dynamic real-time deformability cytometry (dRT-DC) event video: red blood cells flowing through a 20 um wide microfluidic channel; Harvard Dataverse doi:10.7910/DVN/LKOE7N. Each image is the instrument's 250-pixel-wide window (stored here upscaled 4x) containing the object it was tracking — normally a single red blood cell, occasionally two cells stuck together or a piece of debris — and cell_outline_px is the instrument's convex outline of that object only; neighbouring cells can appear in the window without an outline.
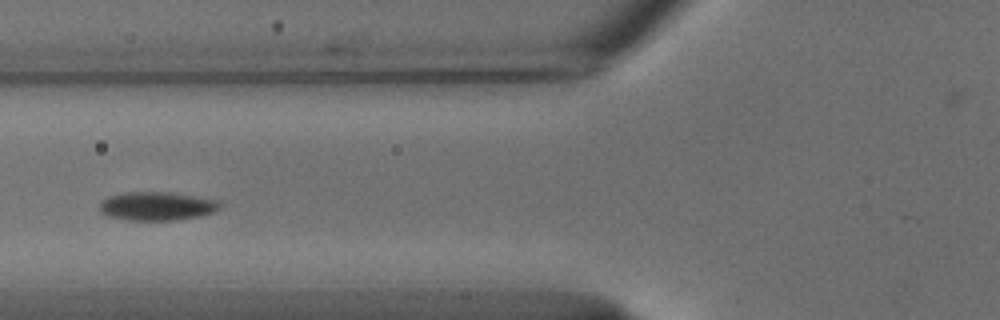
{"species": "common noctule bat (a hibernating species)", "species_latin": "Nyctalus noctula", "temperature_condition": "cold", "stored_images_in_passage": 40, "camera_frame_rate_fps": 3000, "um_per_image_px": 0.085, "animal": {"sex": "male", "body_mass_g": 18.8}, "frame": {"image": 1, "passage_image": 14, "time_ms": 4.333, "image_size_px": [1000, 320], "cell_outline_px": [[220, 208], [216, 212], [200, 216], [176, 220], [128, 220], [108, 216], [100, 212], [100, 204], [108, 196], [128, 192], [168, 192], [216, 200], [220, 204]], "centroid_in_image_um": [13.33, 17.53], "position_along_channel_um": 112.5, "area_um2": 19.88}}
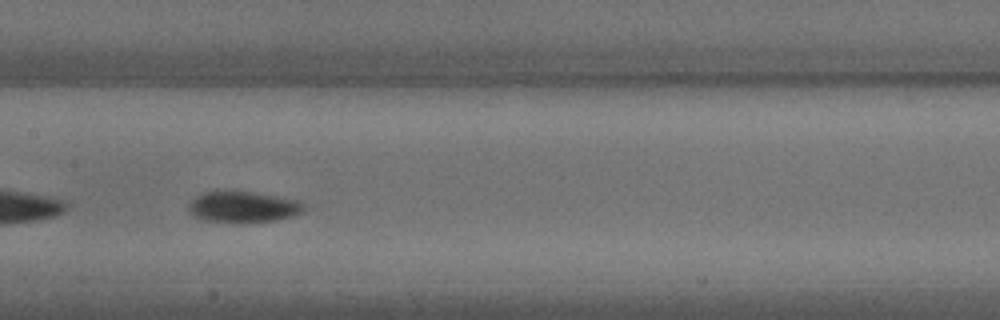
{"frame": {"image": 2, "passage_image": 20, "time_ms": 6.333, "image_size_px": [1000, 320], "cell_outline_px": [[304, 208], [300, 212], [292, 216], [276, 220], [240, 224], [236, 224], [204, 220], [188, 212], [188, 208], [192, 200], [200, 192], [252, 192], [300, 200], [304, 204]], "centroid_in_image_um": [20.65, 17.62], "position_along_channel_um": 186.7, "area_um2": 20.98}}
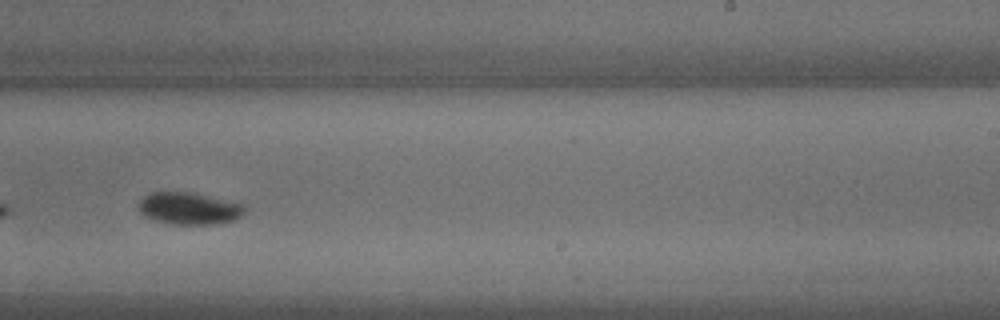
{"frame": {"image": 3, "passage_image": 27, "time_ms": 8.667, "image_size_px": [1000, 320], "cell_outline_px": [[244, 212], [240, 216], [232, 220], [220, 224], [172, 224], [152, 220], [144, 216], [140, 212], [140, 200], [144, 196], [152, 192], [196, 192], [244, 204]], "centroid_in_image_um": [16.07, 17.71], "position_along_channel_um": 272.9, "area_um2": 19.94}, "authors_computed_cell_mechanics": {"area_um2": 20.0566, "velocity_mm_per_s": 3.7123, "shape_relaxation_time_tau1_ms": 2.9413, "shape_relaxation_time_tau2_ms": null, "deformation_change_tau1": 0.1024, "deformation_change_tau2": null}}